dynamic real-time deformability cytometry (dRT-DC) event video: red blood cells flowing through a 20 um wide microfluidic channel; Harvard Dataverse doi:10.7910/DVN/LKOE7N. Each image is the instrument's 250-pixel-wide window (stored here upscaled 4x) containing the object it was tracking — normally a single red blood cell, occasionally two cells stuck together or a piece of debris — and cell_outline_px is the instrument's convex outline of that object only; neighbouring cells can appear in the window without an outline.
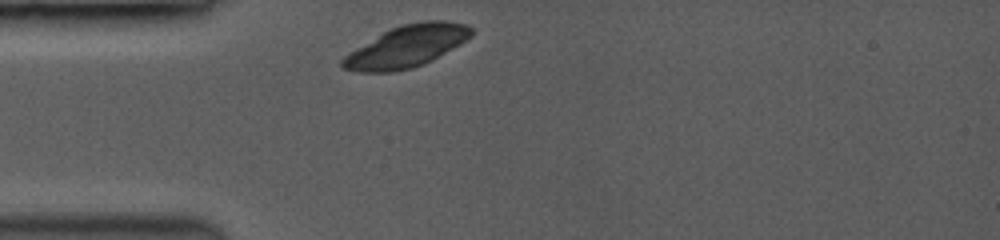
{"species": "common noctule bat (a hibernating species)", "species_latin": "Nyctalus noctula", "temperature_condition": "room temperature", "stored_images_in_passage": 35, "camera_frame_rate_fps": 3500, "um_per_image_px": 0.085, "animal": {"sex": "female", "body_mass_g": 19.0, "forearm_length_mm": 53.3}, "frame": {"image": 1, "passage_image": 1, "time_ms": 0.0, "image_size_px": [1000, 240], "cell_outline_px": [[472, 32], [464, 40], [444, 52], [412, 68], [388, 72], [360, 72], [344, 68], [340, 64], [340, 60], [344, 56], [356, 48], [384, 32], [392, 28], [404, 24], [424, 20], [448, 20], [468, 24], [472, 28]], "centroid_in_image_um": [34.53, 3.92], "position_along_channel_um": 50.5, "area_um2": 30.46}}
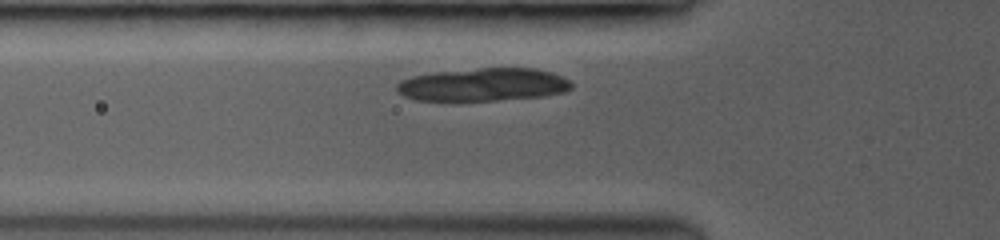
{"frame": {"image": 2, "passage_image": 5, "time_ms": 1.143, "image_size_px": [1000, 240], "cell_outline_px": [[572, 88], [564, 92], [540, 96], [492, 100], [420, 100], [404, 96], [396, 88], [396, 84], [400, 80], [412, 76], [432, 72], [480, 68], [536, 68], [552, 72], [568, 80], [572, 84]], "centroid_in_image_um": [41.06, 7.17], "position_along_channel_um": 84.7, "area_um2": 33.29}}
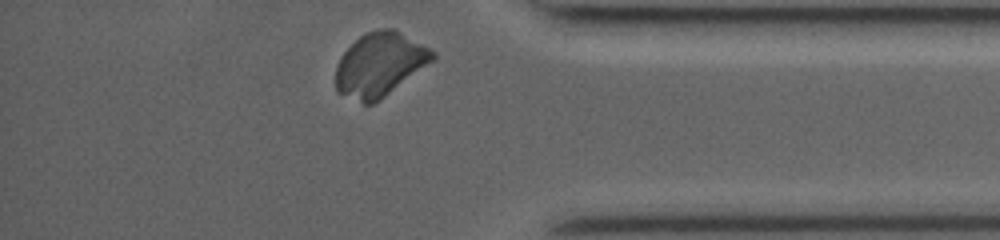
{"frame": {"image": 3, "passage_image": 34, "time_ms": 9.429, "image_size_px": [1000, 240], "cell_outline_px": [[436, 56], [432, 60], [380, 100], [372, 104], [364, 104], [336, 92], [336, 68], [340, 56], [360, 36], [368, 32], [384, 28], [392, 28], [436, 52]], "centroid_in_image_um": [32.24, 5.5], "position_along_channel_um": 403.0, "area_um2": 35.26}}